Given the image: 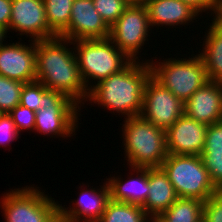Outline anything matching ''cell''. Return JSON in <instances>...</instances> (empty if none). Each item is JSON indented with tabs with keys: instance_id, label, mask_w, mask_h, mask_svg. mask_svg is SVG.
Returning <instances> with one entry per match:
<instances>
[{
	"instance_id": "cell-20",
	"label": "cell",
	"mask_w": 222,
	"mask_h": 222,
	"mask_svg": "<svg viewBox=\"0 0 222 222\" xmlns=\"http://www.w3.org/2000/svg\"><path fill=\"white\" fill-rule=\"evenodd\" d=\"M214 20V21H213ZM207 31L203 52L199 54L209 80L222 82V25L215 19Z\"/></svg>"
},
{
	"instance_id": "cell-15",
	"label": "cell",
	"mask_w": 222,
	"mask_h": 222,
	"mask_svg": "<svg viewBox=\"0 0 222 222\" xmlns=\"http://www.w3.org/2000/svg\"><path fill=\"white\" fill-rule=\"evenodd\" d=\"M77 108L78 105H50L39 109L35 114L34 131L44 135L70 137L78 127Z\"/></svg>"
},
{
	"instance_id": "cell-1",
	"label": "cell",
	"mask_w": 222,
	"mask_h": 222,
	"mask_svg": "<svg viewBox=\"0 0 222 222\" xmlns=\"http://www.w3.org/2000/svg\"><path fill=\"white\" fill-rule=\"evenodd\" d=\"M68 43L71 41L60 36L36 41V81L48 90L62 93L77 105L84 104L82 101L87 99L89 91L73 49L70 51L65 46Z\"/></svg>"
},
{
	"instance_id": "cell-24",
	"label": "cell",
	"mask_w": 222,
	"mask_h": 222,
	"mask_svg": "<svg viewBox=\"0 0 222 222\" xmlns=\"http://www.w3.org/2000/svg\"><path fill=\"white\" fill-rule=\"evenodd\" d=\"M49 28L59 36L68 26L74 0H43Z\"/></svg>"
},
{
	"instance_id": "cell-7",
	"label": "cell",
	"mask_w": 222,
	"mask_h": 222,
	"mask_svg": "<svg viewBox=\"0 0 222 222\" xmlns=\"http://www.w3.org/2000/svg\"><path fill=\"white\" fill-rule=\"evenodd\" d=\"M148 12L142 0H133L125 12L110 27V40L131 61H136L139 49L149 36Z\"/></svg>"
},
{
	"instance_id": "cell-13",
	"label": "cell",
	"mask_w": 222,
	"mask_h": 222,
	"mask_svg": "<svg viewBox=\"0 0 222 222\" xmlns=\"http://www.w3.org/2000/svg\"><path fill=\"white\" fill-rule=\"evenodd\" d=\"M29 46L12 43L0 46V75L22 83L36 81V41Z\"/></svg>"
},
{
	"instance_id": "cell-26",
	"label": "cell",
	"mask_w": 222,
	"mask_h": 222,
	"mask_svg": "<svg viewBox=\"0 0 222 222\" xmlns=\"http://www.w3.org/2000/svg\"><path fill=\"white\" fill-rule=\"evenodd\" d=\"M133 0H93L96 11L104 22L111 27L125 12Z\"/></svg>"
},
{
	"instance_id": "cell-3",
	"label": "cell",
	"mask_w": 222,
	"mask_h": 222,
	"mask_svg": "<svg viewBox=\"0 0 222 222\" xmlns=\"http://www.w3.org/2000/svg\"><path fill=\"white\" fill-rule=\"evenodd\" d=\"M124 123V150L131 169L161 167L168 156L166 131L141 115L125 118Z\"/></svg>"
},
{
	"instance_id": "cell-11",
	"label": "cell",
	"mask_w": 222,
	"mask_h": 222,
	"mask_svg": "<svg viewBox=\"0 0 222 222\" xmlns=\"http://www.w3.org/2000/svg\"><path fill=\"white\" fill-rule=\"evenodd\" d=\"M110 27L96 11L93 0H74L69 26L59 35L70 41L108 38Z\"/></svg>"
},
{
	"instance_id": "cell-25",
	"label": "cell",
	"mask_w": 222,
	"mask_h": 222,
	"mask_svg": "<svg viewBox=\"0 0 222 222\" xmlns=\"http://www.w3.org/2000/svg\"><path fill=\"white\" fill-rule=\"evenodd\" d=\"M24 83L0 75V113H9L20 104Z\"/></svg>"
},
{
	"instance_id": "cell-16",
	"label": "cell",
	"mask_w": 222,
	"mask_h": 222,
	"mask_svg": "<svg viewBox=\"0 0 222 222\" xmlns=\"http://www.w3.org/2000/svg\"><path fill=\"white\" fill-rule=\"evenodd\" d=\"M101 189H82L80 198L75 201L73 208H64L58 205L59 211L67 222H97L110 200V190L108 183H104ZM76 207V208H75ZM68 209V210H67ZM83 218V219H81ZM87 218V219H86Z\"/></svg>"
},
{
	"instance_id": "cell-8",
	"label": "cell",
	"mask_w": 222,
	"mask_h": 222,
	"mask_svg": "<svg viewBox=\"0 0 222 222\" xmlns=\"http://www.w3.org/2000/svg\"><path fill=\"white\" fill-rule=\"evenodd\" d=\"M1 203L6 222H45L59 205L44 192L27 186L7 192Z\"/></svg>"
},
{
	"instance_id": "cell-36",
	"label": "cell",
	"mask_w": 222,
	"mask_h": 222,
	"mask_svg": "<svg viewBox=\"0 0 222 222\" xmlns=\"http://www.w3.org/2000/svg\"><path fill=\"white\" fill-rule=\"evenodd\" d=\"M6 34H7V30L0 26V46L3 45V41H4V38L6 37Z\"/></svg>"
},
{
	"instance_id": "cell-2",
	"label": "cell",
	"mask_w": 222,
	"mask_h": 222,
	"mask_svg": "<svg viewBox=\"0 0 222 222\" xmlns=\"http://www.w3.org/2000/svg\"><path fill=\"white\" fill-rule=\"evenodd\" d=\"M150 76L149 62L131 61L119 73L91 86L87 100L125 114L126 118L139 116L143 109L144 88Z\"/></svg>"
},
{
	"instance_id": "cell-6",
	"label": "cell",
	"mask_w": 222,
	"mask_h": 222,
	"mask_svg": "<svg viewBox=\"0 0 222 222\" xmlns=\"http://www.w3.org/2000/svg\"><path fill=\"white\" fill-rule=\"evenodd\" d=\"M151 76L169 89L180 101L185 103L192 94L209 81L207 70L199 56L189 59H167L156 64L149 63Z\"/></svg>"
},
{
	"instance_id": "cell-12",
	"label": "cell",
	"mask_w": 222,
	"mask_h": 222,
	"mask_svg": "<svg viewBox=\"0 0 222 222\" xmlns=\"http://www.w3.org/2000/svg\"><path fill=\"white\" fill-rule=\"evenodd\" d=\"M208 126L183 114L166 131L168 154L200 156Z\"/></svg>"
},
{
	"instance_id": "cell-21",
	"label": "cell",
	"mask_w": 222,
	"mask_h": 222,
	"mask_svg": "<svg viewBox=\"0 0 222 222\" xmlns=\"http://www.w3.org/2000/svg\"><path fill=\"white\" fill-rule=\"evenodd\" d=\"M20 105L37 112L39 109L50 105L77 104L60 92L48 90L41 82L33 81L24 83L21 90Z\"/></svg>"
},
{
	"instance_id": "cell-32",
	"label": "cell",
	"mask_w": 222,
	"mask_h": 222,
	"mask_svg": "<svg viewBox=\"0 0 222 222\" xmlns=\"http://www.w3.org/2000/svg\"><path fill=\"white\" fill-rule=\"evenodd\" d=\"M184 3L190 5L193 9H195L198 13L205 12L208 9L209 11H214L216 14L218 8V0H181Z\"/></svg>"
},
{
	"instance_id": "cell-28",
	"label": "cell",
	"mask_w": 222,
	"mask_h": 222,
	"mask_svg": "<svg viewBox=\"0 0 222 222\" xmlns=\"http://www.w3.org/2000/svg\"><path fill=\"white\" fill-rule=\"evenodd\" d=\"M209 177L215 187L220 191L222 189V155L219 154H201Z\"/></svg>"
},
{
	"instance_id": "cell-18",
	"label": "cell",
	"mask_w": 222,
	"mask_h": 222,
	"mask_svg": "<svg viewBox=\"0 0 222 222\" xmlns=\"http://www.w3.org/2000/svg\"><path fill=\"white\" fill-rule=\"evenodd\" d=\"M148 12L150 26H178L196 19L198 13L181 0H142Z\"/></svg>"
},
{
	"instance_id": "cell-19",
	"label": "cell",
	"mask_w": 222,
	"mask_h": 222,
	"mask_svg": "<svg viewBox=\"0 0 222 222\" xmlns=\"http://www.w3.org/2000/svg\"><path fill=\"white\" fill-rule=\"evenodd\" d=\"M133 169L134 172L136 171L138 177L129 179L125 183L115 176L110 179L108 178L109 181L107 183L110 190V199L142 207L149 193L148 168L133 167Z\"/></svg>"
},
{
	"instance_id": "cell-5",
	"label": "cell",
	"mask_w": 222,
	"mask_h": 222,
	"mask_svg": "<svg viewBox=\"0 0 222 222\" xmlns=\"http://www.w3.org/2000/svg\"><path fill=\"white\" fill-rule=\"evenodd\" d=\"M161 168L180 198L205 202L219 191L211 181L201 156L168 154Z\"/></svg>"
},
{
	"instance_id": "cell-10",
	"label": "cell",
	"mask_w": 222,
	"mask_h": 222,
	"mask_svg": "<svg viewBox=\"0 0 222 222\" xmlns=\"http://www.w3.org/2000/svg\"><path fill=\"white\" fill-rule=\"evenodd\" d=\"M10 29L31 35L33 41L57 37L49 28L43 0H12Z\"/></svg>"
},
{
	"instance_id": "cell-22",
	"label": "cell",
	"mask_w": 222,
	"mask_h": 222,
	"mask_svg": "<svg viewBox=\"0 0 222 222\" xmlns=\"http://www.w3.org/2000/svg\"><path fill=\"white\" fill-rule=\"evenodd\" d=\"M204 202L195 198H178L156 222H202Z\"/></svg>"
},
{
	"instance_id": "cell-23",
	"label": "cell",
	"mask_w": 222,
	"mask_h": 222,
	"mask_svg": "<svg viewBox=\"0 0 222 222\" xmlns=\"http://www.w3.org/2000/svg\"><path fill=\"white\" fill-rule=\"evenodd\" d=\"M97 222H151L141 206L109 200Z\"/></svg>"
},
{
	"instance_id": "cell-30",
	"label": "cell",
	"mask_w": 222,
	"mask_h": 222,
	"mask_svg": "<svg viewBox=\"0 0 222 222\" xmlns=\"http://www.w3.org/2000/svg\"><path fill=\"white\" fill-rule=\"evenodd\" d=\"M202 222H222V191L204 202Z\"/></svg>"
},
{
	"instance_id": "cell-9",
	"label": "cell",
	"mask_w": 222,
	"mask_h": 222,
	"mask_svg": "<svg viewBox=\"0 0 222 222\" xmlns=\"http://www.w3.org/2000/svg\"><path fill=\"white\" fill-rule=\"evenodd\" d=\"M184 103L152 76L144 88L141 116L167 131L184 114Z\"/></svg>"
},
{
	"instance_id": "cell-33",
	"label": "cell",
	"mask_w": 222,
	"mask_h": 222,
	"mask_svg": "<svg viewBox=\"0 0 222 222\" xmlns=\"http://www.w3.org/2000/svg\"><path fill=\"white\" fill-rule=\"evenodd\" d=\"M12 13V0H0V26L9 29Z\"/></svg>"
},
{
	"instance_id": "cell-35",
	"label": "cell",
	"mask_w": 222,
	"mask_h": 222,
	"mask_svg": "<svg viewBox=\"0 0 222 222\" xmlns=\"http://www.w3.org/2000/svg\"><path fill=\"white\" fill-rule=\"evenodd\" d=\"M214 17L222 25V0H218V8Z\"/></svg>"
},
{
	"instance_id": "cell-14",
	"label": "cell",
	"mask_w": 222,
	"mask_h": 222,
	"mask_svg": "<svg viewBox=\"0 0 222 222\" xmlns=\"http://www.w3.org/2000/svg\"><path fill=\"white\" fill-rule=\"evenodd\" d=\"M184 114L207 126L222 121V82L207 81L184 103Z\"/></svg>"
},
{
	"instance_id": "cell-27",
	"label": "cell",
	"mask_w": 222,
	"mask_h": 222,
	"mask_svg": "<svg viewBox=\"0 0 222 222\" xmlns=\"http://www.w3.org/2000/svg\"><path fill=\"white\" fill-rule=\"evenodd\" d=\"M202 154L222 155V121L208 126Z\"/></svg>"
},
{
	"instance_id": "cell-17",
	"label": "cell",
	"mask_w": 222,
	"mask_h": 222,
	"mask_svg": "<svg viewBox=\"0 0 222 222\" xmlns=\"http://www.w3.org/2000/svg\"><path fill=\"white\" fill-rule=\"evenodd\" d=\"M149 193L142 208L151 219L158 218L179 197L161 167L148 168Z\"/></svg>"
},
{
	"instance_id": "cell-34",
	"label": "cell",
	"mask_w": 222,
	"mask_h": 222,
	"mask_svg": "<svg viewBox=\"0 0 222 222\" xmlns=\"http://www.w3.org/2000/svg\"><path fill=\"white\" fill-rule=\"evenodd\" d=\"M45 222H67L62 213L57 209Z\"/></svg>"
},
{
	"instance_id": "cell-4",
	"label": "cell",
	"mask_w": 222,
	"mask_h": 222,
	"mask_svg": "<svg viewBox=\"0 0 222 222\" xmlns=\"http://www.w3.org/2000/svg\"><path fill=\"white\" fill-rule=\"evenodd\" d=\"M82 80L87 88L89 80L97 83L110 75L119 73L131 60L120 51L110 38L80 39L71 41ZM76 49V50H75ZM125 60V61H124ZM90 78V79H89Z\"/></svg>"
},
{
	"instance_id": "cell-29",
	"label": "cell",
	"mask_w": 222,
	"mask_h": 222,
	"mask_svg": "<svg viewBox=\"0 0 222 222\" xmlns=\"http://www.w3.org/2000/svg\"><path fill=\"white\" fill-rule=\"evenodd\" d=\"M8 114L11 116L19 133L23 129H34L36 112L19 104Z\"/></svg>"
},
{
	"instance_id": "cell-31",
	"label": "cell",
	"mask_w": 222,
	"mask_h": 222,
	"mask_svg": "<svg viewBox=\"0 0 222 222\" xmlns=\"http://www.w3.org/2000/svg\"><path fill=\"white\" fill-rule=\"evenodd\" d=\"M19 134L11 116L8 113H0V146L6 147V143L19 139Z\"/></svg>"
}]
</instances>
